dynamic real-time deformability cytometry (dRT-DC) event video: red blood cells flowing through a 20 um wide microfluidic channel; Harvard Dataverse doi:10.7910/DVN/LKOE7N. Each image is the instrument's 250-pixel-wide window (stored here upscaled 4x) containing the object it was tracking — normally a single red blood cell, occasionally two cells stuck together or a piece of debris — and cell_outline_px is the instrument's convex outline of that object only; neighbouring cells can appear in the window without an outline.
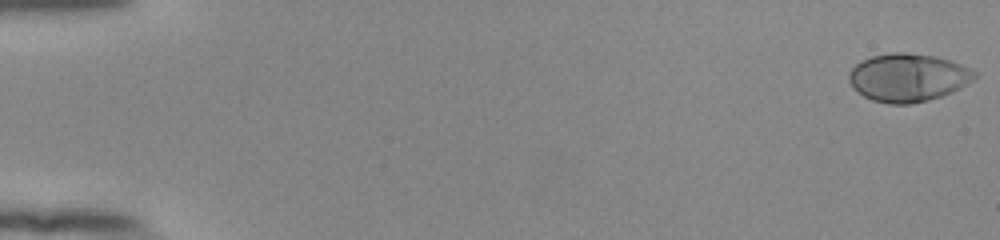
{"species": "human", "species_latin": "Homo sapiens", "temperature_condition": "room temperature", "stored_images_in_passage": 55, "camera_frame_rate_fps": 3000, "um_per_image_px": 0.085, "donor": {"sex": "female"}, "frame": {"image": 1, "passage_image": 1, "time_ms": 0.0, "image_size_px": [1000, 240], "cell_outline_px": [[976, 76], [972, 80], [960, 88], [940, 96], [928, 100], [908, 104], [888, 104], [872, 100], [864, 96], [848, 80], [848, 72], [860, 60], [872, 56], [892, 52], [904, 52], [936, 56], [960, 64], [976, 72]], "centroid_in_image_um": [77.15, 6.58], "position_along_channel_um": 7.9, "area_um2": 34.91}}
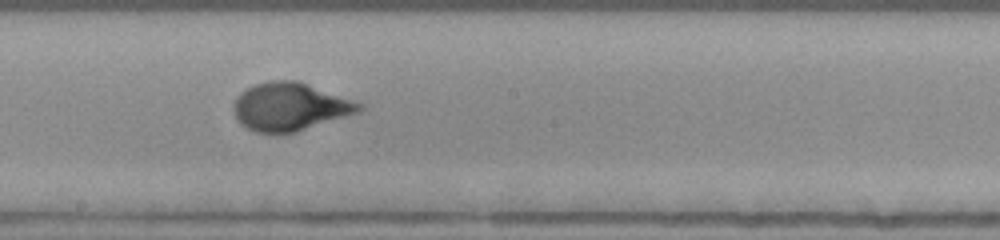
{"frame": {"image": 2, "passage_image": 32, "time_ms": 10.333, "image_size_px": [1000, 240], "cell_outline_px": [[364, 108], [360, 112], [296, 132], [256, 132], [240, 124], [236, 120], [232, 108], [232, 104], [236, 96], [240, 92], [256, 84], [272, 80], [296, 80], [364, 104]], "centroid_in_image_um": [24.62, 9.07], "position_along_channel_um": 223.6, "area_um2": 35.03}}
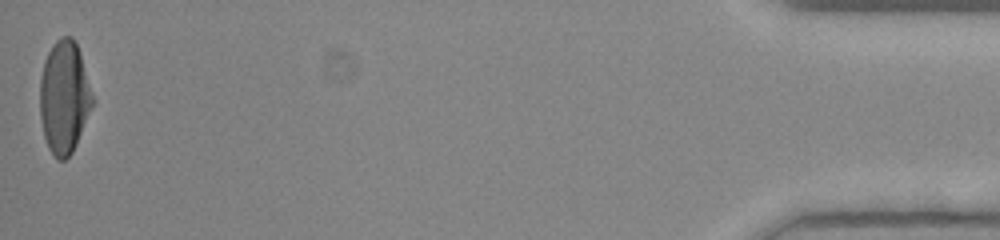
{"frame": {"image": 3, "passage_image": 55, "time_ms": 18.0, "image_size_px": [1000, 240], "cell_outline_px": [[92, 104], [76, 144], [72, 152], [64, 160], [56, 160], [48, 148], [44, 136], [40, 116], [40, 76], [44, 60], [52, 44], [60, 36], [72, 36], [80, 52], [92, 96]], "centroid_in_image_um": [5.42, 8.25], "position_along_channel_um": 429.8, "area_um2": 34.16}, "authors_computed_cell_mechanics": {"area_um2": 33.813, "velocity_mm_per_s": 3.8342, "shape_relaxation_time_tau1_ms": 3.9806, "shape_relaxation_time_tau2_ms": null, "deformation_change_tau1": 0.2212, "deformation_change_tau2": null}}